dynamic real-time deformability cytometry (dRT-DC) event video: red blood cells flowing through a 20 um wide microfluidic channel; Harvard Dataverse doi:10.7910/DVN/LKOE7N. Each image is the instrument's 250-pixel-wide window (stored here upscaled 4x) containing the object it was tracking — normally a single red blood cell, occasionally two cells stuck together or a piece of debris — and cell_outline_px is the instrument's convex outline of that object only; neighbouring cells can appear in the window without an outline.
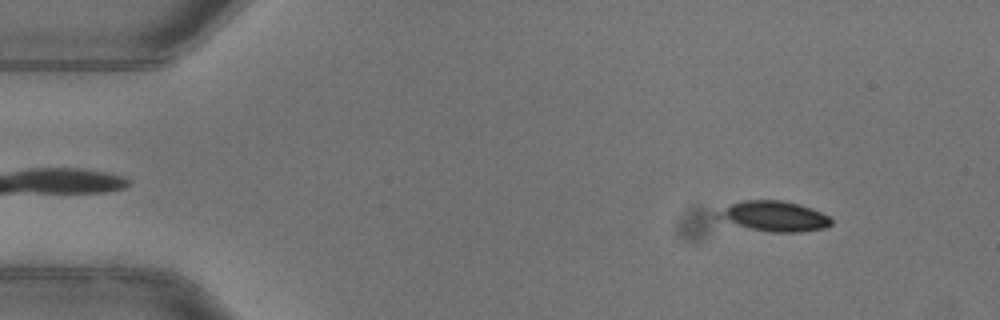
{"species": "common noctule bat (a hibernating species)", "species_latin": "Nyctalus noctula", "temperature_condition": "warm", "stored_images_in_passage": 12, "camera_frame_rate_fps": 3000, "um_per_image_px": 0.085, "animal": {"sex": "female"}, "frame": {"image": 1, "passage_image": 5, "time_ms": 1.333, "image_size_px": [1000, 320], "cell_outline_px": [[832, 224], [824, 228], [800, 232], [772, 232], [752, 228], [712, 216], [712, 212], [732, 204], [744, 200], [784, 200], [800, 204], [820, 212], [828, 216], [832, 220]], "centroid_in_image_um": [65.79, 18.36], "position_along_channel_um": 19.2, "area_um2": 19.83}}